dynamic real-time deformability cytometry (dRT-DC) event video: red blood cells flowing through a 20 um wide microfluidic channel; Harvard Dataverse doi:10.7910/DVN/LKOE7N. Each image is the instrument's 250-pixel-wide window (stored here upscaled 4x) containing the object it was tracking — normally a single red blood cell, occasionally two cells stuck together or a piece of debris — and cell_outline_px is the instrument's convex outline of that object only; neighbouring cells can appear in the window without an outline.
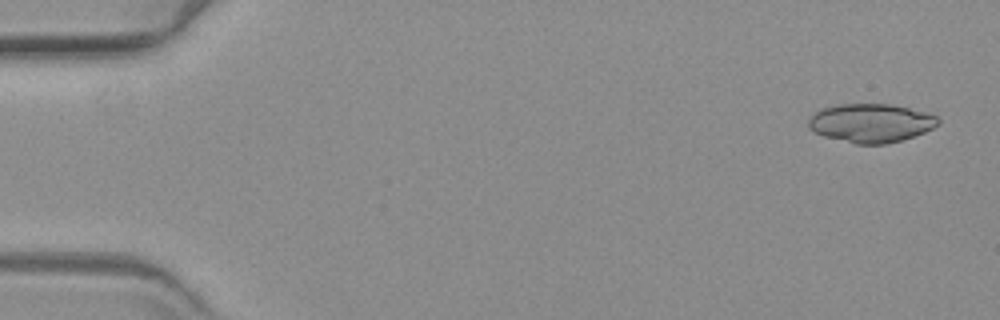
{"species": "common noctule bat (a hibernating species)", "species_latin": "Nyctalus noctula", "temperature_condition": "warm", "stored_images_in_passage": 60, "camera_frame_rate_fps": 3000, "um_per_image_px": 0.085, "animal": {"sex": "female", "body_mass_g": 19.3, "forearm_length_mm": 54.1}, "frame": {"image": 1, "passage_image": 3, "time_ms": 0.667, "image_size_px": [1000, 320], "cell_outline_px": [[940, 124], [924, 132], [888, 144], [856, 144], [824, 136], [808, 128], [808, 116], [820, 108], [836, 104], [892, 104], [924, 112], [936, 116], [940, 120]], "centroid_in_image_um": [73.98, 10.45], "position_along_channel_um": 11.0, "area_um2": 29.3}}